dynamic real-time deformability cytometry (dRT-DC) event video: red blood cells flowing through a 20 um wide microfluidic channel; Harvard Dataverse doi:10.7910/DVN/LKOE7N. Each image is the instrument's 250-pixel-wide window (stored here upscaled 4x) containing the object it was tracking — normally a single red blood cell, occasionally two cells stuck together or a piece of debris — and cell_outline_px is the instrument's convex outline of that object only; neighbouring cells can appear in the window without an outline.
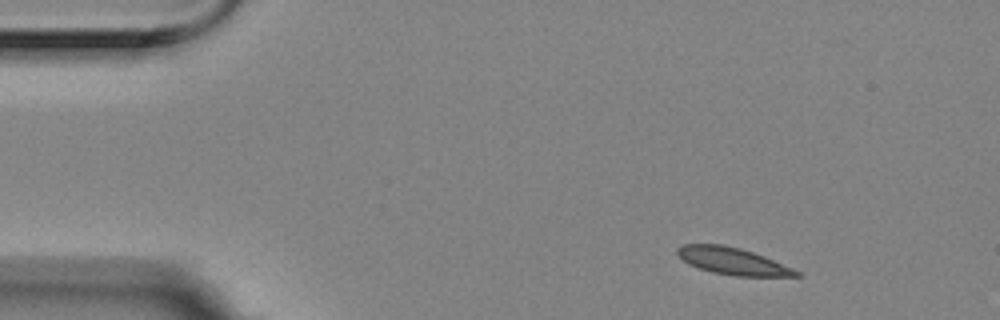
{"species": "Egyptian fruit bat (a non-hibernating species)", "species_latin": "Rousettus aegyptiacus", "temperature_condition": "room temperature", "stored_images_in_passage": 8, "camera_frame_rate_fps": 3000, "um_per_image_px": 0.085, "animal": {"sex": "female"}, "frame": {"image": 1, "passage_image": 1, "time_ms": 0.0, "image_size_px": [1000, 320], "cell_outline_px": [[804, 276], [736, 276], [712, 272], [688, 264], [676, 252], [676, 248], [680, 244], [724, 244], [740, 248], [764, 256], [792, 268], [800, 272]], "centroid_in_image_um": [62.26, 22.18], "position_along_channel_um": 22.7, "area_um2": 18.61}}
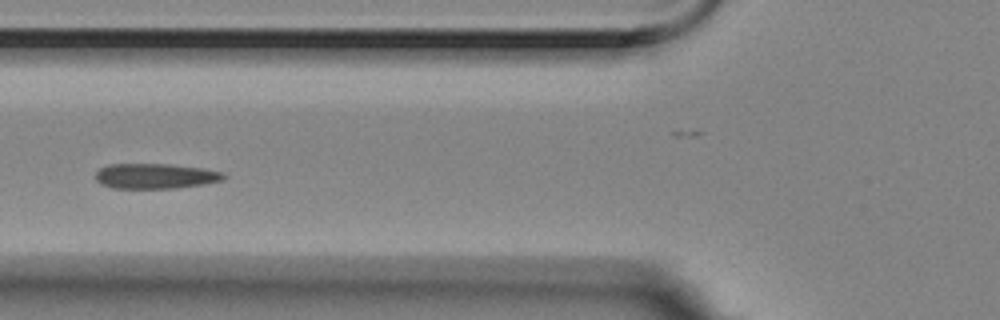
{"frame": {"image": 2, "passage_image": 5, "time_ms": 1.333, "image_size_px": [1000, 320], "cell_outline_px": [[228, 176], [224, 180], [204, 184], [172, 188], [112, 188], [100, 184], [96, 180], [96, 172], [100, 168], [108, 164], [168, 164], [200, 168], [220, 172]], "centroid_in_image_um": [13.18, 14.97], "position_along_channel_um": 112.6, "area_um2": 18.73}}
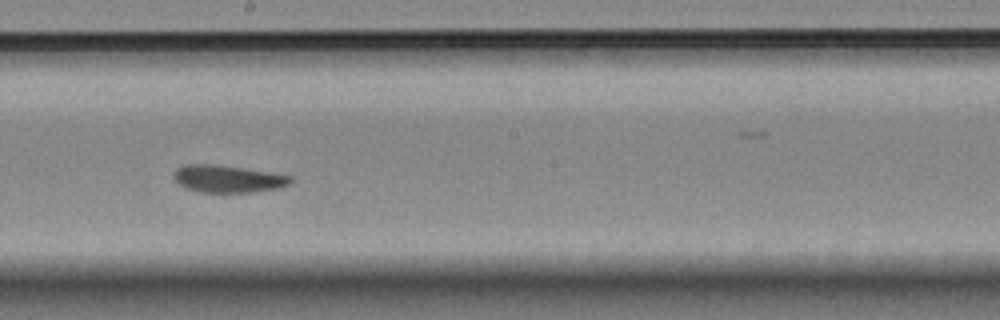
{"frame": {"image": 3, "passage_image": 8, "time_ms": 2.333, "image_size_px": [1000, 320], "cell_outline_px": [[292, 184], [280, 188], [252, 192], [200, 192], [188, 188], [180, 184], [172, 176], [176, 168], [184, 164], [212, 164], [268, 172], [292, 176]], "centroid_in_image_um": [19.38, 15.2], "position_along_channel_um": 228.8, "area_um2": 18.44}}